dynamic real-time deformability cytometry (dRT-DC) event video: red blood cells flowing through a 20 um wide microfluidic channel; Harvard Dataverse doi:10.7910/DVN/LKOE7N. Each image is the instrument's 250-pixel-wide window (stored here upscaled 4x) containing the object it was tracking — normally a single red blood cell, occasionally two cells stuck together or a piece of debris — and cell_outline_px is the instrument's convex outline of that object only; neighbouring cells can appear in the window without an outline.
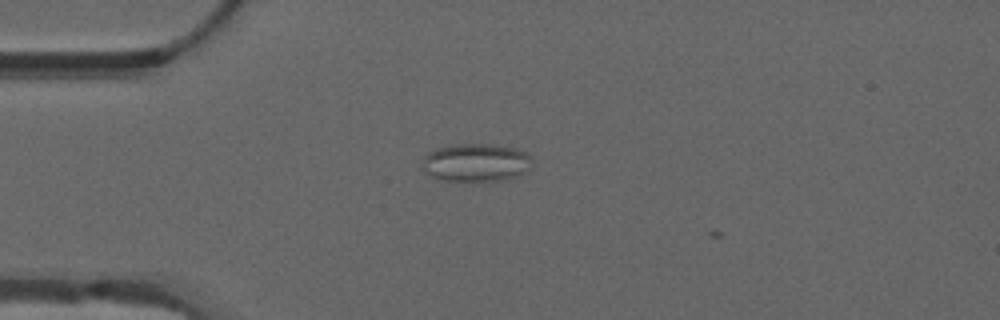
{"species": "common noctule bat (a hibernating species)", "species_latin": "Nyctalus noctula", "temperature_condition": "warm", "stored_images_in_passage": 4, "camera_frame_rate_fps": 3000, "um_per_image_px": 0.085, "animal": {"sex": "male", "forearm_length_mm": 52.5}, "frame": {"image": 1, "passage_image": 3, "time_ms": 0.667, "image_size_px": [1000, 320], "cell_outline_px": [[532, 160], [528, 168], [520, 176], [496, 180], [444, 180], [432, 176], [424, 168], [424, 156], [428, 152], [448, 144], [492, 144], [516, 148], [532, 156]], "centroid_in_image_um": [40.49, 13.79], "position_along_channel_um": 44.5, "area_um2": 24.04}}